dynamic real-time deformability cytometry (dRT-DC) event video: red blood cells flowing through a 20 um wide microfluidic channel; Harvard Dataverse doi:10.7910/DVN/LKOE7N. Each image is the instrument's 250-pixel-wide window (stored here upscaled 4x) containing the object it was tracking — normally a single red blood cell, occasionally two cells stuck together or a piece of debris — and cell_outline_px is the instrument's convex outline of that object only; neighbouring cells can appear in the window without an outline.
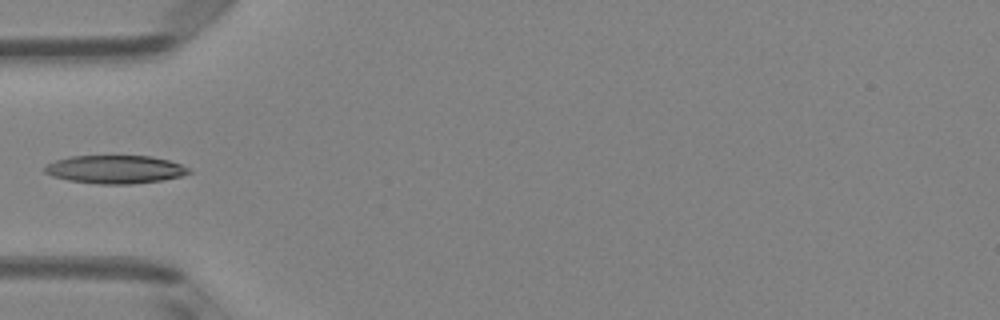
{"species": "Egyptian fruit bat (a non-hibernating species)", "species_latin": "Rousettus aegyptiacus", "temperature_condition": "room temperature", "stored_images_in_passage": 5, "camera_frame_rate_fps": 3000, "um_per_image_px": 0.085, "animal": {"sex": "female"}, "frame": {"image": 1, "passage_image": 4, "time_ms": 1.0, "image_size_px": [1000, 320], "cell_outline_px": [[192, 172], [180, 176], [164, 180], [132, 184], [96, 184], [68, 180], [52, 176], [44, 172], [44, 168], [48, 164], [56, 160], [68, 156], [152, 156], [168, 160], [192, 168]], "centroid_in_image_um": [9.81, 14.4], "position_along_channel_um": 75.2, "area_um2": 23.81}}
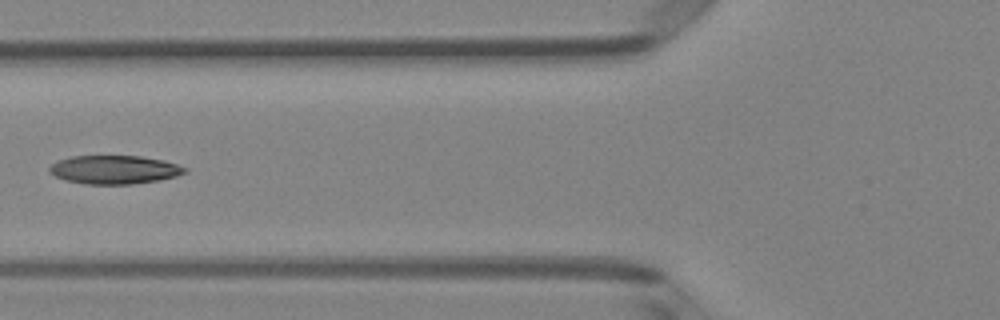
{"frame": {"image": 2, "passage_image": 5, "time_ms": 1.333, "image_size_px": [1000, 320], "cell_outline_px": [[188, 172], [176, 176], [160, 180], [132, 184], [88, 184], [64, 180], [48, 172], [48, 168], [56, 160], [72, 156], [140, 156], [164, 160], [188, 168]], "centroid_in_image_um": [9.72, 14.42], "position_along_channel_um": 116.1, "area_um2": 22.66}}